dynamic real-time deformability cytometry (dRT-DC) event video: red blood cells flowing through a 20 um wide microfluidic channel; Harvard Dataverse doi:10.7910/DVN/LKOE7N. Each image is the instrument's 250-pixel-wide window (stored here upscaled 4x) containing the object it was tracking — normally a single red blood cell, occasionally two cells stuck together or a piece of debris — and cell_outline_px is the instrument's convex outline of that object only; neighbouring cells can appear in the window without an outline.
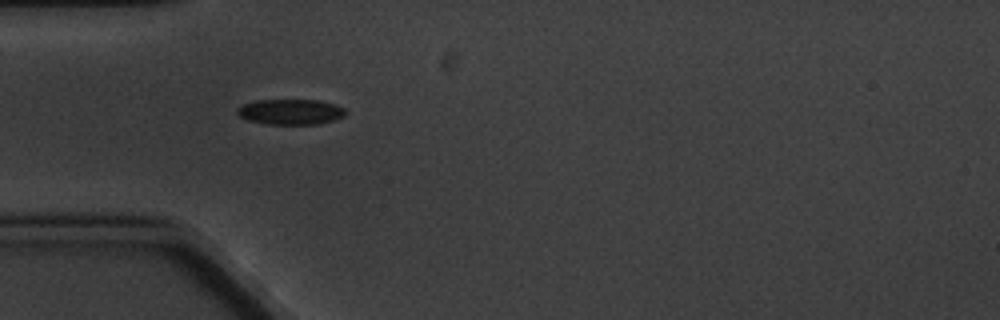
{"species": "common noctule bat (a hibernating species)", "species_latin": "Nyctalus noctula", "temperature_condition": "cold", "stored_images_in_passage": 4, "camera_frame_rate_fps": 3000, "um_per_image_px": 0.085, "animal": {"sex": "male", "body_mass_g": 20.1, "forearm_length_mm": 53.5}, "frame": {"image": 1, "passage_image": 2, "time_ms": 1.0, "image_size_px": [1000, 320], "cell_outline_px": [[344, 116], [336, 120], [320, 124], [268, 124], [248, 120], [240, 116], [236, 112], [236, 108], [244, 104], [256, 100], [316, 100], [332, 104], [344, 108]], "centroid_in_image_um": [24.68, 9.51], "position_along_channel_um": 60.3, "area_um2": 15.95}}
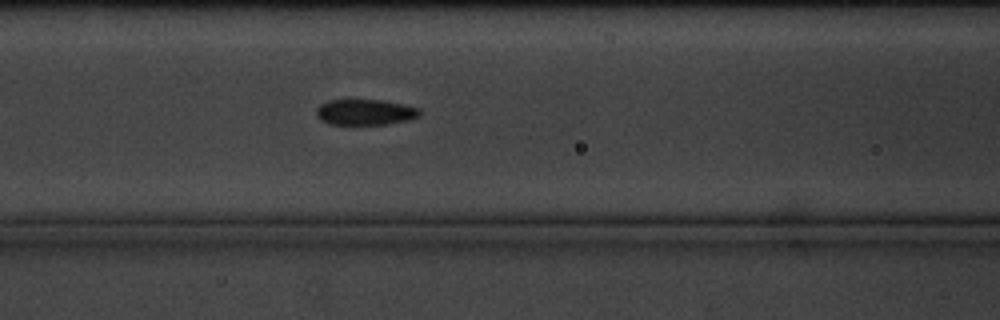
{"frame": {"image": 2, "passage_image": 4, "time_ms": 3.333, "image_size_px": [1000, 320], "cell_outline_px": [[420, 116], [408, 120], [388, 124], [328, 124], [320, 120], [316, 116], [316, 108], [320, 104], [328, 100], [380, 100], [420, 108]], "centroid_in_image_um": [31.0, 9.54], "position_along_channel_um": 135.6, "area_um2": 15.49}}